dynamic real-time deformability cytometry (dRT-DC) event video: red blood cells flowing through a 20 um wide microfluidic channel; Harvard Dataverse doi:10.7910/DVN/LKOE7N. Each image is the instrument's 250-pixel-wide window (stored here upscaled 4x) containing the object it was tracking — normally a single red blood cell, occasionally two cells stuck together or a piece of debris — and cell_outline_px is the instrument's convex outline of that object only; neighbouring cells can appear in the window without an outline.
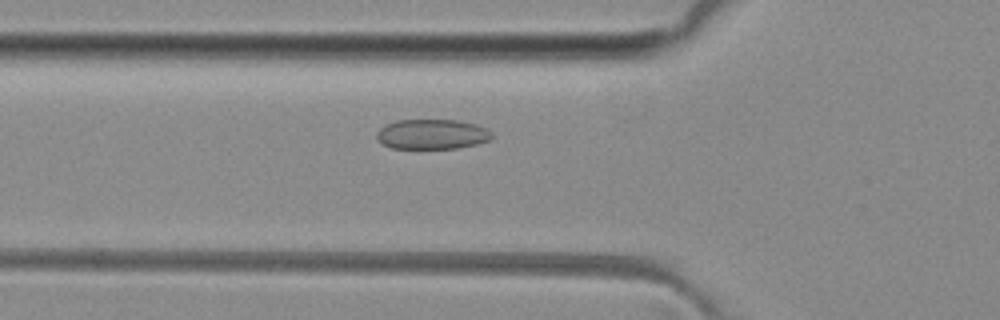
{"species": "common noctule bat (a hibernating species)", "species_latin": "Nyctalus noctula", "temperature_condition": "room temperature", "stored_images_in_passage": 37, "camera_frame_rate_fps": 3000, "um_per_image_px": 0.085, "animal": {"sex": "female", "body_mass_g": 29.2, "forearm_length_mm": 56.3}, "frame": {"image": 1, "passage_image": 4, "time_ms": 1.0, "image_size_px": [1000, 320], "cell_outline_px": [[492, 136], [488, 140], [476, 144], [456, 148], [392, 148], [384, 144], [376, 136], [376, 132], [384, 124], [396, 120], [456, 120], [476, 124], [492, 132]], "centroid_in_image_um": [36.7, 11.4], "position_along_channel_um": 89.1, "area_um2": 19.94}}
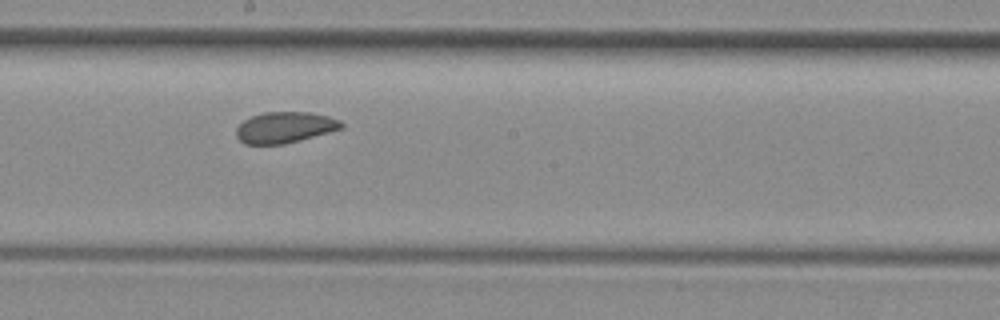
{"frame": {"image": 2, "passage_image": 14, "time_ms": 4.333, "image_size_px": [1000, 320], "cell_outline_px": [[344, 128], [300, 140], [284, 144], [244, 144], [236, 136], [236, 128], [244, 120], [252, 116], [264, 112], [308, 112], [328, 116], [340, 120], [344, 124]], "centroid_in_image_um": [24.22, 10.83], "position_along_channel_um": 224.0, "area_um2": 19.02}}
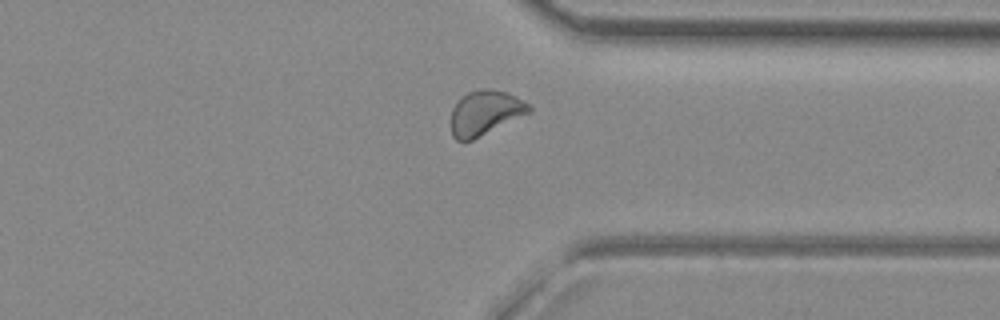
{"frame": {"image": 3, "passage_image": 25, "time_ms": 8.0, "image_size_px": [1000, 320], "cell_outline_px": [[532, 112], [472, 140], [456, 140], [452, 136], [452, 108], [468, 92], [480, 88], [488, 88], [508, 92], [532, 104]], "centroid_in_image_um": [41.3, 9.57], "position_along_channel_um": 370.1, "area_um2": 20.35}, "authors_computed_cell_mechanics": {"area_um2": 19.5364, "velocity_mm_per_s": 4.0452, "shape_relaxation_time_tau1_ms": null, "shape_relaxation_time_tau2_ms": 1.9308, "deformation_change_tau1": null, "deformation_change_tau2": 0.0593}}